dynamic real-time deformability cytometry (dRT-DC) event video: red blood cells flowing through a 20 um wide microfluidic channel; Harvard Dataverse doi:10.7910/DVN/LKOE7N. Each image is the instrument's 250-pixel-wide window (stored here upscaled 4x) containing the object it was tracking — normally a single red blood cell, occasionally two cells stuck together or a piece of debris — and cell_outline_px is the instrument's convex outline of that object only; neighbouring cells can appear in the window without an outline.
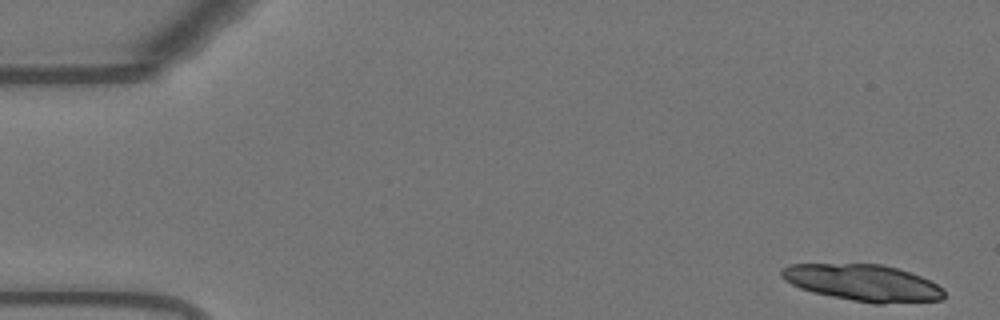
{"species": "Egyptian fruit bat (a non-hibernating species)", "species_latin": "Rousettus aegyptiacus", "temperature_condition": "warm", "stored_images_in_passage": 7, "camera_frame_rate_fps": 3000, "um_per_image_px": 0.085, "animal": {"sex": "female"}, "frame": {"image": 1, "passage_image": 1, "time_ms": 0.0, "image_size_px": [1000, 320], "cell_outline_px": [[944, 296], [940, 300], [880, 304], [872, 304], [812, 292], [800, 288], [784, 280], [780, 276], [780, 268], [788, 264], [880, 264], [896, 268], [920, 276], [944, 288]], "centroid_in_image_um": [73.32, 24.03], "position_along_channel_um": 11.7, "area_um2": 34.62}}